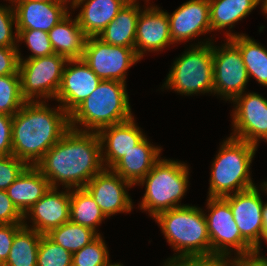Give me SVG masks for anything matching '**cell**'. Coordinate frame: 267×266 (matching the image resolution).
I'll return each instance as SVG.
<instances>
[{"label":"cell","instance_id":"cell-1","mask_svg":"<svg viewBox=\"0 0 267 266\" xmlns=\"http://www.w3.org/2000/svg\"><path fill=\"white\" fill-rule=\"evenodd\" d=\"M97 132L70 128L35 165L52 188H84L105 169ZM60 182V184H59Z\"/></svg>","mask_w":267,"mask_h":266},{"label":"cell","instance_id":"cell-2","mask_svg":"<svg viewBox=\"0 0 267 266\" xmlns=\"http://www.w3.org/2000/svg\"><path fill=\"white\" fill-rule=\"evenodd\" d=\"M69 129V114L60 105L26 101L12 118V155L35 166Z\"/></svg>","mask_w":267,"mask_h":266},{"label":"cell","instance_id":"cell-3","mask_svg":"<svg viewBox=\"0 0 267 266\" xmlns=\"http://www.w3.org/2000/svg\"><path fill=\"white\" fill-rule=\"evenodd\" d=\"M153 219L159 224L170 246L179 252L168 261L212 259L205 213L200 207L184 204L163 211Z\"/></svg>","mask_w":267,"mask_h":266},{"label":"cell","instance_id":"cell-4","mask_svg":"<svg viewBox=\"0 0 267 266\" xmlns=\"http://www.w3.org/2000/svg\"><path fill=\"white\" fill-rule=\"evenodd\" d=\"M126 90V83L102 80L90 96L69 115L70 128L98 132L103 127L133 118Z\"/></svg>","mask_w":267,"mask_h":266},{"label":"cell","instance_id":"cell-5","mask_svg":"<svg viewBox=\"0 0 267 266\" xmlns=\"http://www.w3.org/2000/svg\"><path fill=\"white\" fill-rule=\"evenodd\" d=\"M256 151L252 143L233 137L224 140L211 165L208 196L224 198L256 187L250 176Z\"/></svg>","mask_w":267,"mask_h":266},{"label":"cell","instance_id":"cell-6","mask_svg":"<svg viewBox=\"0 0 267 266\" xmlns=\"http://www.w3.org/2000/svg\"><path fill=\"white\" fill-rule=\"evenodd\" d=\"M188 168L184 162L160 158L137 184L145 185L140 209L155 218L163 211L184 206L179 202L188 189Z\"/></svg>","mask_w":267,"mask_h":266},{"label":"cell","instance_id":"cell-7","mask_svg":"<svg viewBox=\"0 0 267 266\" xmlns=\"http://www.w3.org/2000/svg\"><path fill=\"white\" fill-rule=\"evenodd\" d=\"M210 40V41H209ZM198 42L177 58L167 75L163 88L184 95L213 93V43Z\"/></svg>","mask_w":267,"mask_h":266},{"label":"cell","instance_id":"cell-8","mask_svg":"<svg viewBox=\"0 0 267 266\" xmlns=\"http://www.w3.org/2000/svg\"><path fill=\"white\" fill-rule=\"evenodd\" d=\"M208 216L205 213L207 231L211 242L212 259L223 258L232 260L234 257L255 252V249L241 236L234 221L229 202L223 197H208ZM232 250V251H231Z\"/></svg>","mask_w":267,"mask_h":266},{"label":"cell","instance_id":"cell-9","mask_svg":"<svg viewBox=\"0 0 267 266\" xmlns=\"http://www.w3.org/2000/svg\"><path fill=\"white\" fill-rule=\"evenodd\" d=\"M21 94L26 101L55 99L59 91L67 58L51 54L34 59H23L19 52ZM36 98V99H35Z\"/></svg>","mask_w":267,"mask_h":266},{"label":"cell","instance_id":"cell-10","mask_svg":"<svg viewBox=\"0 0 267 266\" xmlns=\"http://www.w3.org/2000/svg\"><path fill=\"white\" fill-rule=\"evenodd\" d=\"M82 60L101 80L126 83L127 70L141 59L134 48L114 46L98 37H87Z\"/></svg>","mask_w":267,"mask_h":266},{"label":"cell","instance_id":"cell-11","mask_svg":"<svg viewBox=\"0 0 267 266\" xmlns=\"http://www.w3.org/2000/svg\"><path fill=\"white\" fill-rule=\"evenodd\" d=\"M213 94L232 101L245 92L250 80L239 48L227 38L221 47L213 44Z\"/></svg>","mask_w":267,"mask_h":266},{"label":"cell","instance_id":"cell-12","mask_svg":"<svg viewBox=\"0 0 267 266\" xmlns=\"http://www.w3.org/2000/svg\"><path fill=\"white\" fill-rule=\"evenodd\" d=\"M230 137L252 143L258 147L260 139L267 136V99L255 92L235 97ZM233 134V135H232Z\"/></svg>","mask_w":267,"mask_h":266},{"label":"cell","instance_id":"cell-13","mask_svg":"<svg viewBox=\"0 0 267 266\" xmlns=\"http://www.w3.org/2000/svg\"><path fill=\"white\" fill-rule=\"evenodd\" d=\"M258 187L224 197L230 205L234 221L241 236L260 253V241L263 239L264 223L262 208L264 202Z\"/></svg>","mask_w":267,"mask_h":266},{"label":"cell","instance_id":"cell-14","mask_svg":"<svg viewBox=\"0 0 267 266\" xmlns=\"http://www.w3.org/2000/svg\"><path fill=\"white\" fill-rule=\"evenodd\" d=\"M133 186L111 169H104L96 174L84 187L98 204L104 215L109 216L116 213H129L133 208L126 187Z\"/></svg>","mask_w":267,"mask_h":266},{"label":"cell","instance_id":"cell-15","mask_svg":"<svg viewBox=\"0 0 267 266\" xmlns=\"http://www.w3.org/2000/svg\"><path fill=\"white\" fill-rule=\"evenodd\" d=\"M101 81L82 59H68L55 100L70 115Z\"/></svg>","mask_w":267,"mask_h":266},{"label":"cell","instance_id":"cell-16","mask_svg":"<svg viewBox=\"0 0 267 266\" xmlns=\"http://www.w3.org/2000/svg\"><path fill=\"white\" fill-rule=\"evenodd\" d=\"M71 0L33 1L13 0L16 18V29H33L49 32L69 13L68 3Z\"/></svg>","mask_w":267,"mask_h":266},{"label":"cell","instance_id":"cell-17","mask_svg":"<svg viewBox=\"0 0 267 266\" xmlns=\"http://www.w3.org/2000/svg\"><path fill=\"white\" fill-rule=\"evenodd\" d=\"M160 7L151 6L140 11L137 21L134 50L142 59L146 51H161L174 44L170 33L167 12Z\"/></svg>","mask_w":267,"mask_h":266},{"label":"cell","instance_id":"cell-18","mask_svg":"<svg viewBox=\"0 0 267 266\" xmlns=\"http://www.w3.org/2000/svg\"><path fill=\"white\" fill-rule=\"evenodd\" d=\"M58 188L50 190L36 202L25 214L23 225L42 235L48 234L52 229L70 221V189L59 192ZM31 213V214H29ZM30 215V216H29ZM30 217L32 226L25 220Z\"/></svg>","mask_w":267,"mask_h":266},{"label":"cell","instance_id":"cell-19","mask_svg":"<svg viewBox=\"0 0 267 266\" xmlns=\"http://www.w3.org/2000/svg\"><path fill=\"white\" fill-rule=\"evenodd\" d=\"M170 33L173 43L193 39L212 32L209 0H189L169 15Z\"/></svg>","mask_w":267,"mask_h":266},{"label":"cell","instance_id":"cell-20","mask_svg":"<svg viewBox=\"0 0 267 266\" xmlns=\"http://www.w3.org/2000/svg\"><path fill=\"white\" fill-rule=\"evenodd\" d=\"M97 133L101 142L102 161L103 164L105 163V169H111L146 136L135 123L134 118L103 127Z\"/></svg>","mask_w":267,"mask_h":266},{"label":"cell","instance_id":"cell-21","mask_svg":"<svg viewBox=\"0 0 267 266\" xmlns=\"http://www.w3.org/2000/svg\"><path fill=\"white\" fill-rule=\"evenodd\" d=\"M72 9L80 6L76 16L87 37H97L127 4L124 0H71ZM83 4V5H82Z\"/></svg>","mask_w":267,"mask_h":266},{"label":"cell","instance_id":"cell-22","mask_svg":"<svg viewBox=\"0 0 267 266\" xmlns=\"http://www.w3.org/2000/svg\"><path fill=\"white\" fill-rule=\"evenodd\" d=\"M146 137L111 168L132 185L138 184L161 158V147H155Z\"/></svg>","mask_w":267,"mask_h":266},{"label":"cell","instance_id":"cell-23","mask_svg":"<svg viewBox=\"0 0 267 266\" xmlns=\"http://www.w3.org/2000/svg\"><path fill=\"white\" fill-rule=\"evenodd\" d=\"M50 188L51 185L43 174L35 166H28L6 191L24 215Z\"/></svg>","mask_w":267,"mask_h":266},{"label":"cell","instance_id":"cell-24","mask_svg":"<svg viewBox=\"0 0 267 266\" xmlns=\"http://www.w3.org/2000/svg\"><path fill=\"white\" fill-rule=\"evenodd\" d=\"M48 34L54 53L67 59H82L87 36L76 17L72 20L68 14Z\"/></svg>","mask_w":267,"mask_h":266},{"label":"cell","instance_id":"cell-25","mask_svg":"<svg viewBox=\"0 0 267 266\" xmlns=\"http://www.w3.org/2000/svg\"><path fill=\"white\" fill-rule=\"evenodd\" d=\"M139 5L138 2L127 3L97 37L110 45L134 48Z\"/></svg>","mask_w":267,"mask_h":266},{"label":"cell","instance_id":"cell-26","mask_svg":"<svg viewBox=\"0 0 267 266\" xmlns=\"http://www.w3.org/2000/svg\"><path fill=\"white\" fill-rule=\"evenodd\" d=\"M229 38L240 50L248 77L267 86V49L245 34L227 32Z\"/></svg>","mask_w":267,"mask_h":266},{"label":"cell","instance_id":"cell-27","mask_svg":"<svg viewBox=\"0 0 267 266\" xmlns=\"http://www.w3.org/2000/svg\"><path fill=\"white\" fill-rule=\"evenodd\" d=\"M260 4V0H209L211 30L227 28L242 20Z\"/></svg>","mask_w":267,"mask_h":266},{"label":"cell","instance_id":"cell-28","mask_svg":"<svg viewBox=\"0 0 267 266\" xmlns=\"http://www.w3.org/2000/svg\"><path fill=\"white\" fill-rule=\"evenodd\" d=\"M42 234L23 226L16 234L6 262L2 266H37Z\"/></svg>","mask_w":267,"mask_h":266},{"label":"cell","instance_id":"cell-29","mask_svg":"<svg viewBox=\"0 0 267 266\" xmlns=\"http://www.w3.org/2000/svg\"><path fill=\"white\" fill-rule=\"evenodd\" d=\"M106 216L84 188L70 189V221L96 231Z\"/></svg>","mask_w":267,"mask_h":266},{"label":"cell","instance_id":"cell-30","mask_svg":"<svg viewBox=\"0 0 267 266\" xmlns=\"http://www.w3.org/2000/svg\"><path fill=\"white\" fill-rule=\"evenodd\" d=\"M56 244L72 254L96 239L100 233L80 224L68 221L46 234Z\"/></svg>","mask_w":267,"mask_h":266},{"label":"cell","instance_id":"cell-31","mask_svg":"<svg viewBox=\"0 0 267 266\" xmlns=\"http://www.w3.org/2000/svg\"><path fill=\"white\" fill-rule=\"evenodd\" d=\"M25 102L21 94L20 75L0 76V114L13 116Z\"/></svg>","mask_w":267,"mask_h":266},{"label":"cell","instance_id":"cell-32","mask_svg":"<svg viewBox=\"0 0 267 266\" xmlns=\"http://www.w3.org/2000/svg\"><path fill=\"white\" fill-rule=\"evenodd\" d=\"M109 251L101 234L88 245L73 253L72 266H111Z\"/></svg>","mask_w":267,"mask_h":266},{"label":"cell","instance_id":"cell-33","mask_svg":"<svg viewBox=\"0 0 267 266\" xmlns=\"http://www.w3.org/2000/svg\"><path fill=\"white\" fill-rule=\"evenodd\" d=\"M73 254L42 235L38 247L37 266H72Z\"/></svg>","mask_w":267,"mask_h":266},{"label":"cell","instance_id":"cell-34","mask_svg":"<svg viewBox=\"0 0 267 266\" xmlns=\"http://www.w3.org/2000/svg\"><path fill=\"white\" fill-rule=\"evenodd\" d=\"M18 43L24 40L32 54L27 59H34L54 54L49 34L33 29H16Z\"/></svg>","mask_w":267,"mask_h":266},{"label":"cell","instance_id":"cell-35","mask_svg":"<svg viewBox=\"0 0 267 266\" xmlns=\"http://www.w3.org/2000/svg\"><path fill=\"white\" fill-rule=\"evenodd\" d=\"M16 18L13 5H0V47L17 48V32L13 33ZM14 34V35H13ZM16 36V37H15Z\"/></svg>","mask_w":267,"mask_h":266},{"label":"cell","instance_id":"cell-36","mask_svg":"<svg viewBox=\"0 0 267 266\" xmlns=\"http://www.w3.org/2000/svg\"><path fill=\"white\" fill-rule=\"evenodd\" d=\"M27 167L24 161L12 154L0 156V190L6 191Z\"/></svg>","mask_w":267,"mask_h":266},{"label":"cell","instance_id":"cell-37","mask_svg":"<svg viewBox=\"0 0 267 266\" xmlns=\"http://www.w3.org/2000/svg\"><path fill=\"white\" fill-rule=\"evenodd\" d=\"M24 215L16 208L7 191L0 190V224H23Z\"/></svg>","mask_w":267,"mask_h":266},{"label":"cell","instance_id":"cell-38","mask_svg":"<svg viewBox=\"0 0 267 266\" xmlns=\"http://www.w3.org/2000/svg\"><path fill=\"white\" fill-rule=\"evenodd\" d=\"M19 49L0 47V76L19 74Z\"/></svg>","mask_w":267,"mask_h":266},{"label":"cell","instance_id":"cell-39","mask_svg":"<svg viewBox=\"0 0 267 266\" xmlns=\"http://www.w3.org/2000/svg\"><path fill=\"white\" fill-rule=\"evenodd\" d=\"M23 226V224H0V266L6 262L15 234Z\"/></svg>","mask_w":267,"mask_h":266},{"label":"cell","instance_id":"cell-40","mask_svg":"<svg viewBox=\"0 0 267 266\" xmlns=\"http://www.w3.org/2000/svg\"><path fill=\"white\" fill-rule=\"evenodd\" d=\"M12 118L0 114V156L12 154Z\"/></svg>","mask_w":267,"mask_h":266},{"label":"cell","instance_id":"cell-41","mask_svg":"<svg viewBox=\"0 0 267 266\" xmlns=\"http://www.w3.org/2000/svg\"><path fill=\"white\" fill-rule=\"evenodd\" d=\"M232 263L234 266H267V258L260 256L258 252H253L233 258Z\"/></svg>","mask_w":267,"mask_h":266},{"label":"cell","instance_id":"cell-42","mask_svg":"<svg viewBox=\"0 0 267 266\" xmlns=\"http://www.w3.org/2000/svg\"><path fill=\"white\" fill-rule=\"evenodd\" d=\"M232 260L223 258L190 260V266H232Z\"/></svg>","mask_w":267,"mask_h":266},{"label":"cell","instance_id":"cell-43","mask_svg":"<svg viewBox=\"0 0 267 266\" xmlns=\"http://www.w3.org/2000/svg\"><path fill=\"white\" fill-rule=\"evenodd\" d=\"M262 191L264 193H267V181L262 183ZM262 214H263V223H264V232H263V239L267 243V203H264L262 208Z\"/></svg>","mask_w":267,"mask_h":266},{"label":"cell","instance_id":"cell-44","mask_svg":"<svg viewBox=\"0 0 267 266\" xmlns=\"http://www.w3.org/2000/svg\"><path fill=\"white\" fill-rule=\"evenodd\" d=\"M163 266H190V260L165 261Z\"/></svg>","mask_w":267,"mask_h":266},{"label":"cell","instance_id":"cell-45","mask_svg":"<svg viewBox=\"0 0 267 266\" xmlns=\"http://www.w3.org/2000/svg\"><path fill=\"white\" fill-rule=\"evenodd\" d=\"M261 1H262L261 8L263 9L262 12H264L265 14H267V0H260V2Z\"/></svg>","mask_w":267,"mask_h":266},{"label":"cell","instance_id":"cell-46","mask_svg":"<svg viewBox=\"0 0 267 266\" xmlns=\"http://www.w3.org/2000/svg\"><path fill=\"white\" fill-rule=\"evenodd\" d=\"M33 1H43V2H46V1H59V0H33Z\"/></svg>","mask_w":267,"mask_h":266},{"label":"cell","instance_id":"cell-47","mask_svg":"<svg viewBox=\"0 0 267 266\" xmlns=\"http://www.w3.org/2000/svg\"><path fill=\"white\" fill-rule=\"evenodd\" d=\"M124 1H126L127 3H134L135 2V0H124Z\"/></svg>","mask_w":267,"mask_h":266},{"label":"cell","instance_id":"cell-48","mask_svg":"<svg viewBox=\"0 0 267 266\" xmlns=\"http://www.w3.org/2000/svg\"><path fill=\"white\" fill-rule=\"evenodd\" d=\"M111 266H123V264L121 265V264H119V263H114V264H112Z\"/></svg>","mask_w":267,"mask_h":266}]
</instances>
